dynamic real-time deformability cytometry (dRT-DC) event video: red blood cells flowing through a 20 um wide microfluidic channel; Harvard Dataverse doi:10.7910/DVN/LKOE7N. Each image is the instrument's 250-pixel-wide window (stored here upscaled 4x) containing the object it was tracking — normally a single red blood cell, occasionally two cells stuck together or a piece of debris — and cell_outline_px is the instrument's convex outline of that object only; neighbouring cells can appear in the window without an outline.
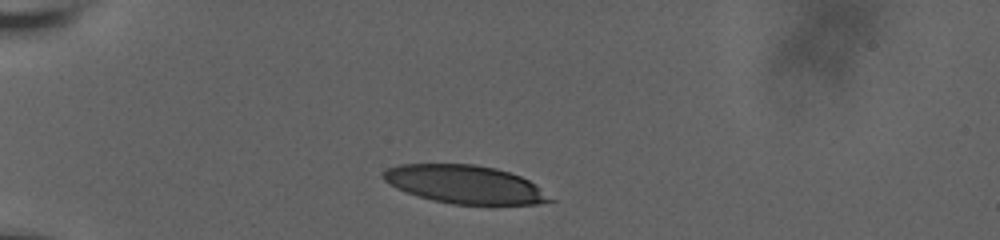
{"species": "human", "species_latin": "Homo sapiens", "temperature_condition": "room temperature", "stored_images_in_passage": 35, "camera_frame_rate_fps": 3000, "um_per_image_px": 0.085, "donor": {"sex": "male"}, "frame": {"image": 1, "passage_image": 1, "time_ms": 0.0, "image_size_px": [1000, 240], "cell_outline_px": [[556, 200], [536, 204], [452, 204], [432, 200], [396, 188], [384, 180], [380, 176], [388, 168], [400, 164], [472, 164], [496, 168], [520, 176], [528, 180]], "centroid_in_image_um": [39.5, 15.67], "position_along_channel_um": 45.5, "area_um2": 36.76}}
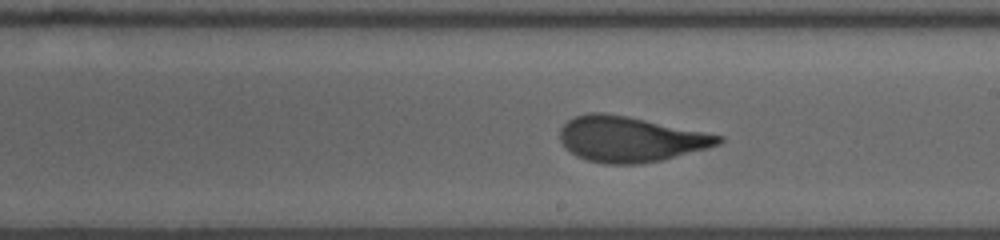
{"frame": {"image": 2, "passage_image": 20, "time_ms": 6.333, "image_size_px": [1000, 240], "cell_outline_px": [[724, 140], [720, 144], [708, 148], [660, 160], [640, 164], [604, 164], [588, 160], [576, 156], [560, 140], [560, 128], [568, 120], [576, 116], [588, 112], [600, 112], [628, 116], [724, 136]], "centroid_in_image_um": [53.57, 11.82], "position_along_channel_um": 235.4, "area_um2": 41.73}}
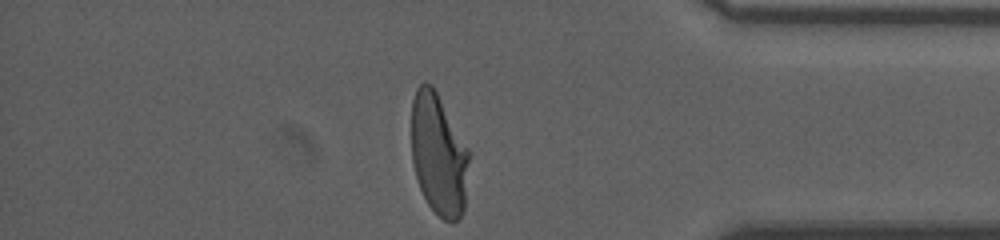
{"frame": {"image": 3, "passage_image": 35, "time_ms": 11.333, "image_size_px": [1000, 240], "cell_outline_px": [[472, 152], [464, 212], [452, 224], [444, 220], [428, 204], [420, 188], [412, 164], [412, 100], [416, 88], [424, 80], [432, 84]], "centroid_in_image_um": [37.33, 13.13], "position_along_channel_um": 397.9, "area_um2": 41.85}, "authors_computed_cell_mechanics": {"area_um2": 41.3848, "velocity_mm_per_s": 3.6616, "shape_relaxation_time_tau1_ms": 5.5768, "shape_relaxation_time_tau2_ms": 0.9634, "deformation_change_tau1": 0.2292, "deformation_change_tau2": 0.0809}}